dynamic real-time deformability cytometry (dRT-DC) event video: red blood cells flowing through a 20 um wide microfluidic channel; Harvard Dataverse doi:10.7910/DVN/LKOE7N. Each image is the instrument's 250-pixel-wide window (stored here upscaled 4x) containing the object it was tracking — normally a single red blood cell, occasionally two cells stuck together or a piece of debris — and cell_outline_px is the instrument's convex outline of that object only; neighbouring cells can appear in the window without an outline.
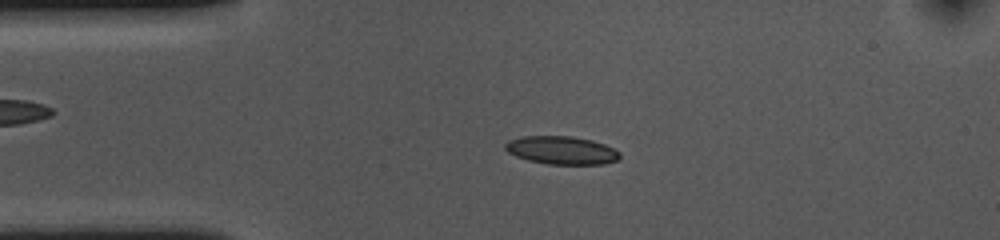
{"species": "common noctule bat (a hibernating species)", "species_latin": "Nyctalus noctula", "temperature_condition": "cold", "stored_images_in_passage": 53, "camera_frame_rate_fps": 3000, "um_per_image_px": 0.085, "animal": {"sex": "female", "body_mass_g": 10.0, "forearm_length_mm": 53.1}, "frame": {"image": 1, "passage_image": 10, "time_ms": 3.0, "image_size_px": [1000, 240], "cell_outline_px": [[620, 156], [616, 160], [604, 164], [548, 164], [528, 160], [516, 156], [508, 152], [504, 148], [504, 144], [508, 140], [524, 136], [572, 136], [592, 140], [604, 144], [620, 152]], "centroid_in_image_um": [47.71, 12.77], "position_along_channel_um": 37.3, "area_um2": 18.73}}
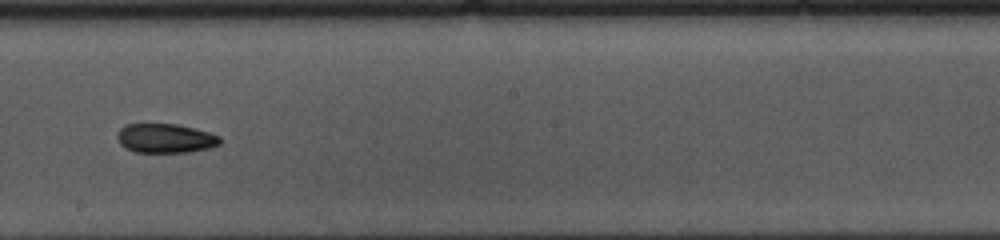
{"frame": {"image": 2, "passage_image": 28, "time_ms": 9.0, "image_size_px": [1000, 240], "cell_outline_px": [[220, 144], [208, 148], [188, 152], [136, 152], [124, 148], [120, 144], [116, 136], [120, 128], [124, 124], [176, 124], [208, 132], [220, 136]], "centroid_in_image_um": [14.01, 11.75], "position_along_channel_um": 234.2, "area_um2": 17.46}}
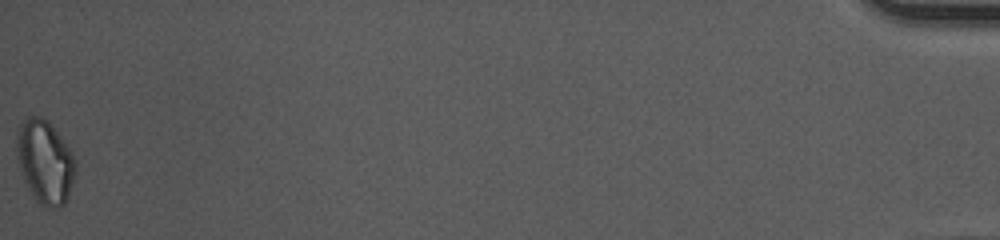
{"frame": {"image": 3, "passage_image": 53, "time_ms": 17.333, "image_size_px": [1000, 240], "cell_outline_px": [[76, 172], [68, 196], [64, 204], [60, 208], [48, 208], [40, 204], [36, 200], [28, 188], [24, 180], [20, 168], [16, 148], [16, 132], [20, 124], [28, 116], [40, 116], [48, 120], [72, 152], [76, 160]], "centroid_in_image_um": [3.83, 13.75], "position_along_channel_um": 431.4, "area_um2": 28.67}, "authors_computed_cell_mechanics": {"area_um2": 18.2648, "velocity_mm_per_s": 3.6364, "shape_relaxation_time_tau1_ms": 3.6732, "shape_relaxation_time_tau2_ms": 6.5769, "deformation_change_tau1": 0.1152, "deformation_change_tau2": 0.1225}}